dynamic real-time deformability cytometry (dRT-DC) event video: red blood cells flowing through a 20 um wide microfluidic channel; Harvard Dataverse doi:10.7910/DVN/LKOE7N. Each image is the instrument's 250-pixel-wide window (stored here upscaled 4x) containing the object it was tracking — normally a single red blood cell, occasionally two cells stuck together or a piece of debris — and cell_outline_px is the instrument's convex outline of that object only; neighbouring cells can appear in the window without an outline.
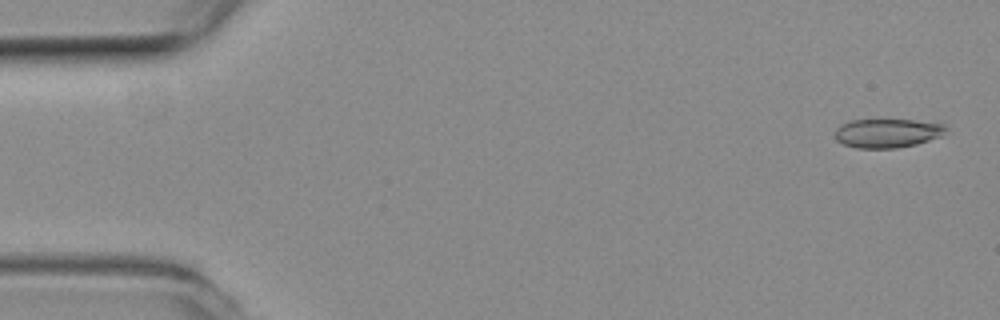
{"species": "common noctule bat (a hibernating species)", "species_latin": "Nyctalus noctula", "temperature_condition": "room temperature", "stored_images_in_passage": 56, "camera_frame_rate_fps": 3000, "um_per_image_px": 0.085, "animal": {"sex": "female", "body_mass_g": 19.3, "forearm_length_mm": 54.1}, "frame": {"image": 1, "passage_image": 2, "time_ms": 0.333, "image_size_px": [1000, 320], "cell_outline_px": [[948, 128], [940, 136], [916, 144], [896, 148], [856, 148], [844, 144], [836, 140], [836, 128], [840, 124], [848, 120], [912, 120], [944, 124]], "centroid_in_image_um": [75.39, 11.31], "position_along_channel_um": 9.6, "area_um2": 18.61}}
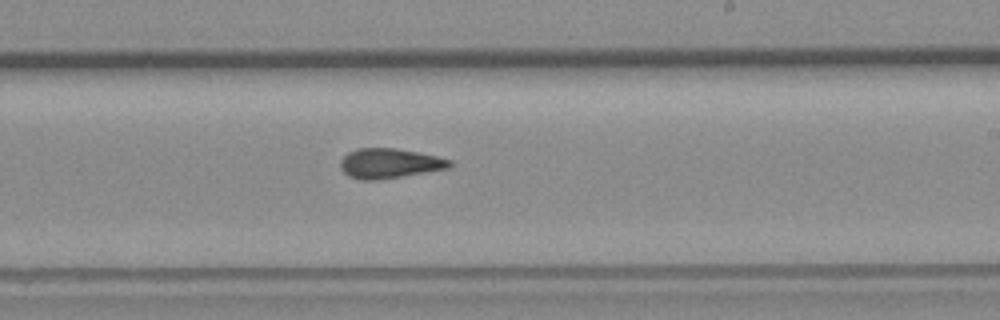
{"frame": {"image": 2, "passage_image": 33, "time_ms": 10.667, "image_size_px": [1000, 320], "cell_outline_px": [[452, 164], [448, 168], [380, 180], [360, 180], [348, 176], [340, 168], [340, 160], [348, 152], [356, 148], [396, 148], [436, 156], [452, 160]], "centroid_in_image_um": [33.06, 13.89], "position_along_channel_um": 255.9, "area_um2": 19.02}}
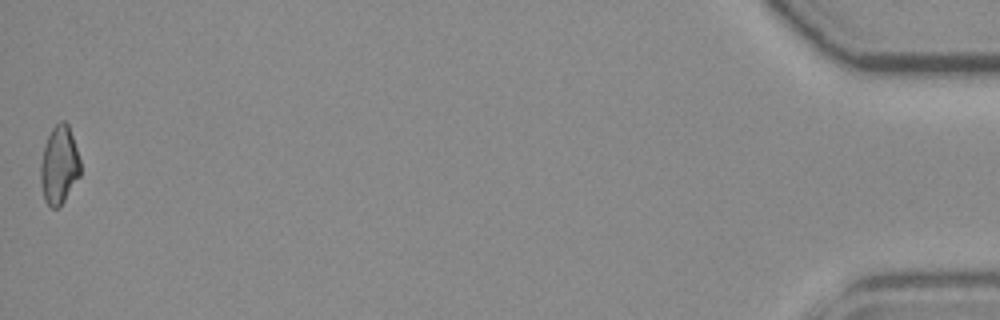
{"frame": {"image": 3, "passage_image": 56, "time_ms": 18.333, "image_size_px": [1000, 320], "cell_outline_px": [[80, 176], [64, 200], [56, 208], [52, 208], [44, 200], [40, 184], [40, 164], [44, 148], [48, 136], [52, 128], [60, 120], [64, 120], [68, 124], [80, 160]], "centroid_in_image_um": [5.02, 14.03], "position_along_channel_um": 430.2, "area_um2": 17.98}, "authors_computed_cell_mechanics": {"area_um2": 18.8428, "velocity_mm_per_s": 3.6397, "shape_relaxation_time_tau1_ms": null, "shape_relaxation_time_tau2_ms": 4.1166, "deformation_change_tau1": null, "deformation_change_tau2": 0.1201}}